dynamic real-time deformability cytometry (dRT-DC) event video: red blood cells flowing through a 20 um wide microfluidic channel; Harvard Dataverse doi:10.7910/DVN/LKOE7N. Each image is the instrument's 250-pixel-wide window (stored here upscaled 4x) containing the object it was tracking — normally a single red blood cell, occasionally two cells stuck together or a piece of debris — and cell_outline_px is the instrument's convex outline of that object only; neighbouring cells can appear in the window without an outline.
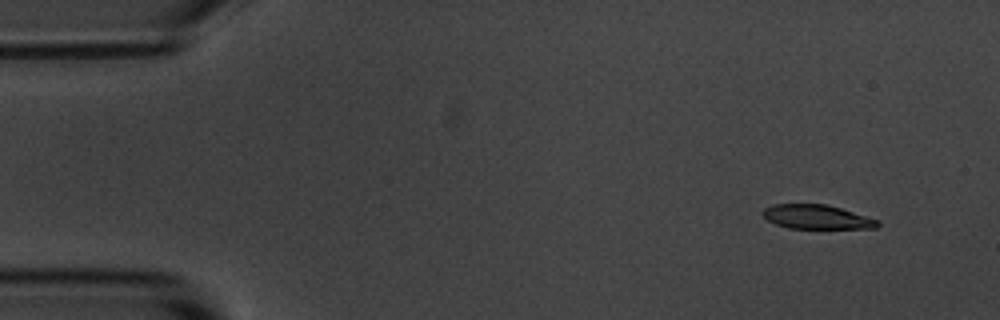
{"species": "common noctule bat (a hibernating species)", "species_latin": "Nyctalus noctula", "temperature_condition": "room temperature", "stored_images_in_passage": 6, "camera_frame_rate_fps": 3000, "um_per_image_px": 0.085, "animal": {"sex": "male", "body_mass_g": 20.1, "forearm_length_mm": 53.5}, "frame": {"image": 1, "passage_image": 2, "time_ms": 1.0, "image_size_px": [1000, 320], "cell_outline_px": [[880, 224], [876, 228], [788, 228], [776, 224], [768, 220], [760, 212], [764, 208], [772, 204], [828, 204], [880, 220]], "centroid_in_image_um": [69.43, 18.43], "position_along_channel_um": 15.6, "area_um2": 16.24}}
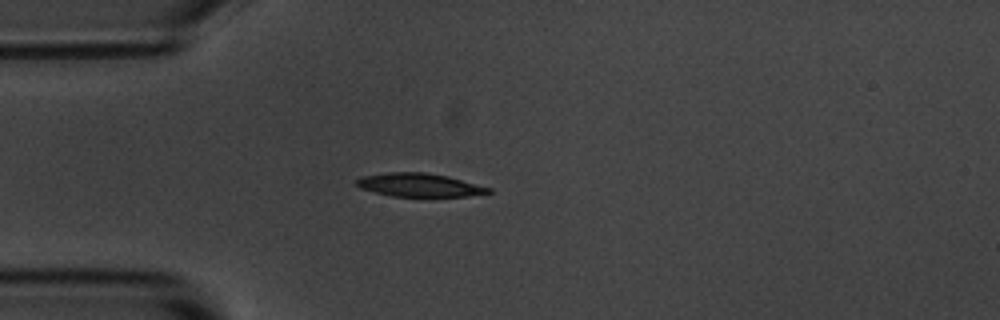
{"frame": {"image": 2, "passage_image": 5, "time_ms": 4.333, "image_size_px": [1000, 320], "cell_outline_px": [[492, 192], [468, 196], [392, 196], [360, 188], [356, 184], [356, 180], [360, 176], [392, 172], [424, 172], [448, 176], [492, 188]], "centroid_in_image_um": [35.65, 15.72], "position_along_channel_um": 49.4, "area_um2": 17.86}}